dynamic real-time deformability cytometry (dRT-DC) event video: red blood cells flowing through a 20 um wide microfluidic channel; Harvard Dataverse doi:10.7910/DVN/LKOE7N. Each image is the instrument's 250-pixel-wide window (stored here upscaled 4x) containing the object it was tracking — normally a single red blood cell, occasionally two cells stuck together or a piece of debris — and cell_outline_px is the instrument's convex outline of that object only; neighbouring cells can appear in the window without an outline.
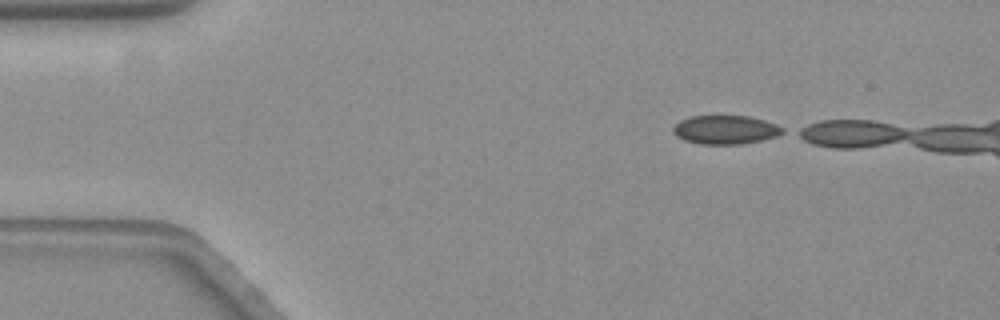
{"species": "common noctule bat (a hibernating species)", "species_latin": "Nyctalus noctula", "temperature_condition": "warm", "stored_images_in_passage": 6, "camera_frame_rate_fps": 3000, "um_per_image_px": 0.085, "animal": {"sex": "female", "body_mass_g": 19.3, "forearm_length_mm": 54.1}, "frame": {"image": 1, "passage_image": 1, "time_ms": 0.0, "image_size_px": [1000, 320], "cell_outline_px": [[784, 132], [776, 136], [760, 140], [740, 144], [700, 144], [684, 140], [676, 136], [672, 132], [672, 128], [680, 120], [692, 116], [748, 116], [764, 120], [776, 124], [784, 128]], "centroid_in_image_um": [61.64, 11.03], "position_along_channel_um": 23.4, "area_um2": 18.26}}